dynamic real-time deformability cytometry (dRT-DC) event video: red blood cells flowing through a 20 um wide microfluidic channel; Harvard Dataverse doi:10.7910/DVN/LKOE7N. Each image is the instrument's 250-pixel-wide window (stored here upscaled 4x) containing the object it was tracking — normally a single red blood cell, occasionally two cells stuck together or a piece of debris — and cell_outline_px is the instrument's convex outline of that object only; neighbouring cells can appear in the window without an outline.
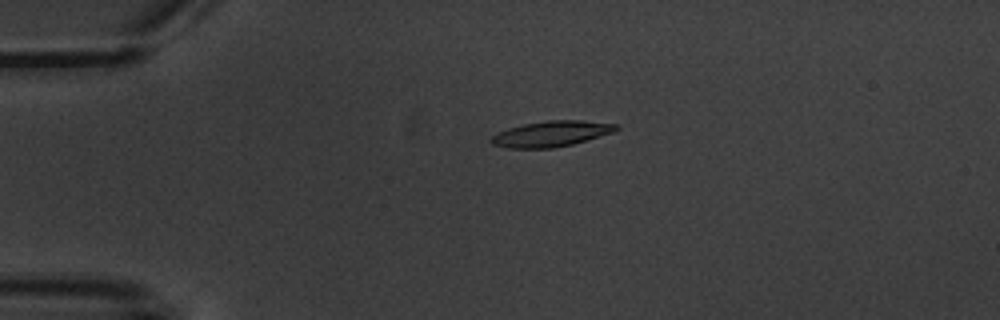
{"species": "common noctule bat (a hibernating species)", "species_latin": "Nyctalus noctula", "temperature_condition": "warm", "stored_images_in_passage": 5, "camera_frame_rate_fps": 3000, "um_per_image_px": 0.085, "animal": {"sex": "male", "body_mass_g": 20.1, "forearm_length_mm": 53.5}, "frame": {"image": 1, "passage_image": 4, "time_ms": 3.667, "image_size_px": [1000, 320], "cell_outline_px": [[620, 128], [612, 132], [572, 144], [552, 148], [508, 148], [492, 144], [488, 140], [496, 132], [508, 128], [524, 124], [548, 120], [580, 120], [616, 124]], "centroid_in_image_um": [46.79, 11.37], "position_along_channel_um": 38.2, "area_um2": 18.55}}